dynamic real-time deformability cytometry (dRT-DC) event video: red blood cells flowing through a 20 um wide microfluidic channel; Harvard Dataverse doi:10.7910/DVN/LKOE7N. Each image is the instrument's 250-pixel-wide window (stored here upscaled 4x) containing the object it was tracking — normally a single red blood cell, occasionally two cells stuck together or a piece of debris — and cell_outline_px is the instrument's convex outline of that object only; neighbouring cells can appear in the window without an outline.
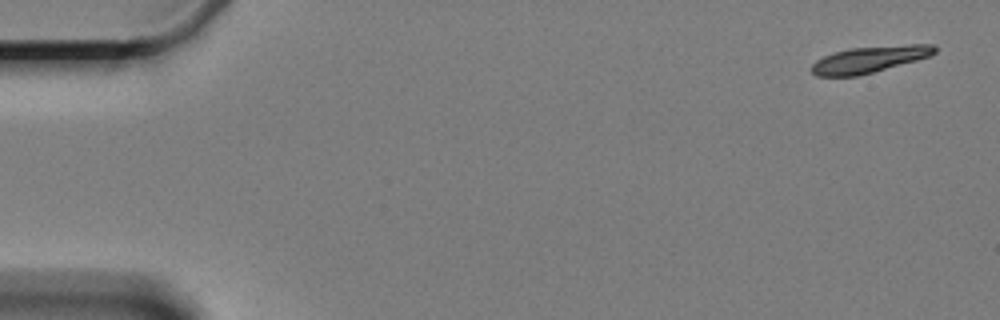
{"species": "Egyptian fruit bat (a non-hibernating species)", "species_latin": "Rousettus aegyptiacus", "temperature_condition": "cold", "stored_images_in_passage": 6, "camera_frame_rate_fps": 3000, "um_per_image_px": 0.085, "animal": {"sex": "female"}, "frame": {"image": 1, "passage_image": 1, "time_ms": 0.0, "image_size_px": [1000, 320], "cell_outline_px": [[936, 52], [932, 56], [872, 72], [856, 76], [816, 76], [812, 72], [812, 64], [816, 60], [824, 56], [848, 48], [908, 44], [932, 44], [936, 48]], "centroid_in_image_um": [73.93, 5.04], "position_along_channel_um": 11.1, "area_um2": 18.9}}